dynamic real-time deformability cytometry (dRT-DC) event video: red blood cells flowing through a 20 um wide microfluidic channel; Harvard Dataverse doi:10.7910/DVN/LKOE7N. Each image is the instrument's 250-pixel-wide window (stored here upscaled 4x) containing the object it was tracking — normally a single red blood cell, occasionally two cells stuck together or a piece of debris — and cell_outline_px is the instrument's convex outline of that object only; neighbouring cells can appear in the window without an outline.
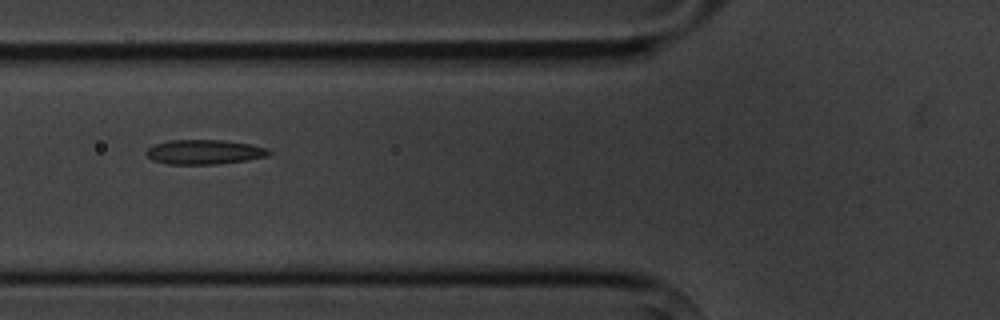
{"species": "common noctule bat (a hibernating species)", "species_latin": "Nyctalus noctula", "temperature_condition": "cold", "stored_images_in_passage": 2, "camera_frame_rate_fps": 3000, "um_per_image_px": 0.085, "animal": {"sex": "male", "body_mass_g": 20.1, "forearm_length_mm": 53.5}, "frame": {"image": 1, "passage_image": 2, "time_ms": 1.0, "image_size_px": [1000, 320], "cell_outline_px": [[272, 152], [268, 156], [248, 160], [216, 164], [168, 164], [152, 160], [144, 152], [148, 148], [156, 144], [168, 140], [224, 140], [252, 144], [268, 148]], "centroid_in_image_um": [17.4, 12.91], "position_along_channel_um": 108.4, "area_um2": 17.69}}